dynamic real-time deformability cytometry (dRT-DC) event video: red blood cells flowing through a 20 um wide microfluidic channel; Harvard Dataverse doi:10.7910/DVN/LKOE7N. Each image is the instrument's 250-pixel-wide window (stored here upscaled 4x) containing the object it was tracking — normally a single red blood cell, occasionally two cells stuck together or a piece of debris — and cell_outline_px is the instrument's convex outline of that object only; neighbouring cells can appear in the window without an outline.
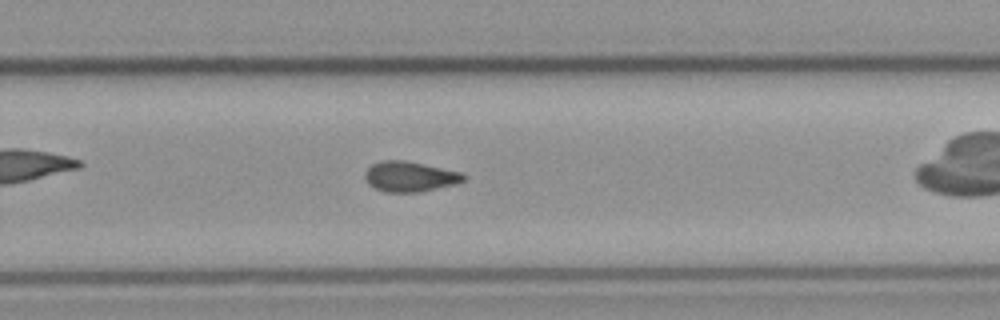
{"species": "common noctule bat (a hibernating species)", "species_latin": "Nyctalus noctula", "temperature_condition": "cold", "stored_images_in_passage": 48, "camera_frame_rate_fps": 3000, "um_per_image_px": 0.085, "animal": {"sex": "male", "body_mass_g": 23.1, "forearm_length_mm": 52.7}, "frame": {"image": 1, "passage_image": 28, "time_ms": 9.0, "image_size_px": [1000, 320], "cell_outline_px": [[464, 180], [456, 184], [420, 192], [384, 192], [368, 184], [364, 180], [364, 172], [372, 164], [384, 160], [404, 160], [460, 172], [464, 176]], "centroid_in_image_um": [34.78, 15.01], "position_along_channel_um": 295.0, "area_um2": 17.28}, "authors_computed_cell_mechanics": {"area_um2": 16.9932, "velocity_mm_per_s": 3.7584, "shape_relaxation_time_tau1_ms": null, "shape_relaxation_time_tau2_ms": 4.9025, "deformation_change_tau1": null, "deformation_change_tau2": 0.1093}}